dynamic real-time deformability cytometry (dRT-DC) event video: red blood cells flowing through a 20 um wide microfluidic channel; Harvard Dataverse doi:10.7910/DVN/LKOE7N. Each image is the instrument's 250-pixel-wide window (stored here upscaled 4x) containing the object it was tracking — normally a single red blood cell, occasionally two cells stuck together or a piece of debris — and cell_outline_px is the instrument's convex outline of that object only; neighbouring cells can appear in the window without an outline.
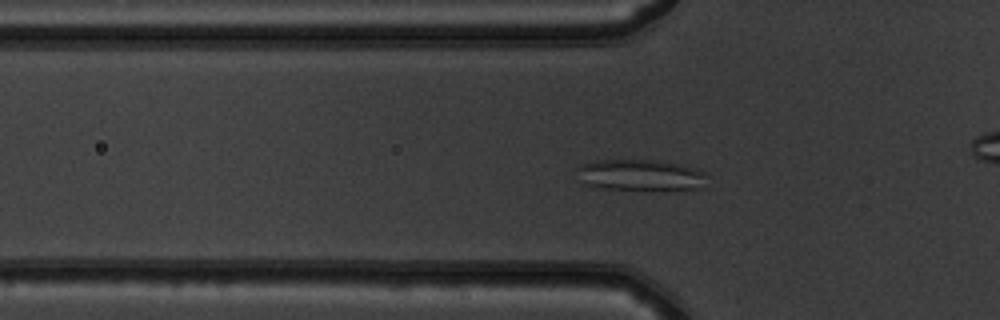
{"species": "common noctule bat (a hibernating species)", "species_latin": "Nyctalus noctula", "temperature_condition": "warm", "stored_images_in_passage": 51, "camera_frame_rate_fps": 3000, "um_per_image_px": 0.085, "animal": {"sex": "male", "body_mass_g": 19.5, "forearm_length_mm": 54.6}, "frame": {"image": 1, "passage_image": 16, "time_ms": 5.0, "image_size_px": [1000, 320], "cell_outline_px": [[708, 176], [696, 188], [604, 188], [580, 184], [576, 168], [580, 164], [596, 160], [652, 160], [676, 164], [696, 168], [704, 172]], "centroid_in_image_um": [54.29, 14.84], "position_along_channel_um": 71.5, "area_um2": 22.89}}
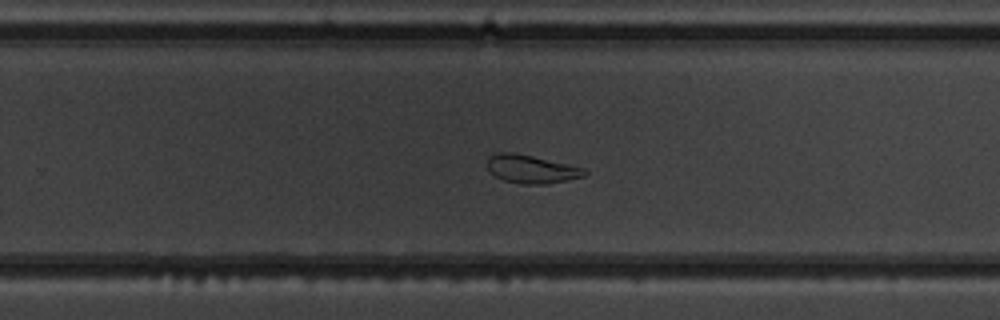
{"frame": {"image": 2, "passage_image": 32, "time_ms": 10.333, "image_size_px": [1000, 320], "cell_outline_px": [[588, 172], [584, 176], [568, 180], [548, 184], [520, 184], [504, 180], [496, 176], [488, 168], [488, 156], [496, 152], [512, 152], [532, 156], [584, 168]], "centroid_in_image_um": [45.16, 14.37], "position_along_channel_um": 284.6, "area_um2": 15.9}}
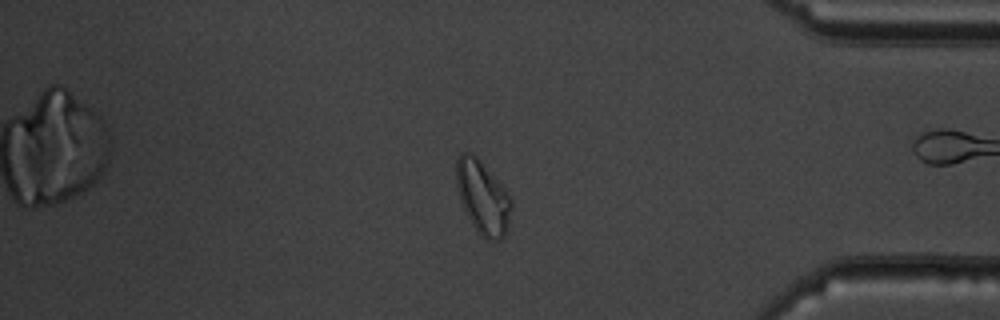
{"frame": {"image": 3, "passage_image": 42, "time_ms": 13.667, "image_size_px": [1000, 320], "cell_outline_px": [[512, 208], [508, 228], [504, 236], [500, 240], [488, 240], [480, 236], [472, 224], [460, 200], [456, 184], [456, 160], [460, 152], [472, 152], [476, 156], [504, 188], [512, 200]], "centroid_in_image_um": [41.03, 16.78], "position_along_channel_um": 394.2, "area_um2": 23.52}, "authors_computed_cell_mechanics": {"area_um2": 22.9466, "velocity_mm_per_s": 4.0045, "shape_relaxation_time_tau1_ms": null, "shape_relaxation_time_tau2_ms": 1.7634, "deformation_change_tau1": null, "deformation_change_tau2": 0.0735}}